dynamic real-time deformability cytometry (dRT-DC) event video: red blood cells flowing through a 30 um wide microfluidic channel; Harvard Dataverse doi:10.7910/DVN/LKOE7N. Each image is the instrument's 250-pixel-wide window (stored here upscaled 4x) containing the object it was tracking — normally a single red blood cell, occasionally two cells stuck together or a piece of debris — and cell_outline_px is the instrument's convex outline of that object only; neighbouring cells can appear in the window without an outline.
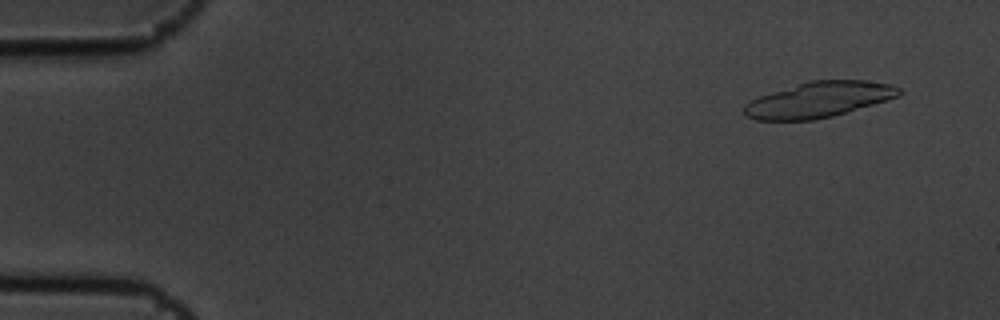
{"species": "common noctule bat (a hibernating species)", "species_latin": "Nyctalus noctula", "temperature_condition": "cold", "stored_images_in_passage": 6, "camera_frame_rate_fps": 3000, "um_per_image_px": 0.085, "animal": {"sex": "male", "body_mass_g": 19.5, "forearm_length_mm": 54.6}, "frame": {"image": 1, "passage_image": 2, "time_ms": 0.333, "image_size_px": [1000, 320], "cell_outline_px": [[904, 92], [900, 96], [888, 100], [832, 116], [812, 120], [756, 120], [744, 116], [744, 104], [748, 100], [772, 92], [812, 80], [864, 80], [892, 84], [900, 88]], "centroid_in_image_um": [69.62, 8.47], "position_along_channel_um": 15.4, "area_um2": 32.08}}